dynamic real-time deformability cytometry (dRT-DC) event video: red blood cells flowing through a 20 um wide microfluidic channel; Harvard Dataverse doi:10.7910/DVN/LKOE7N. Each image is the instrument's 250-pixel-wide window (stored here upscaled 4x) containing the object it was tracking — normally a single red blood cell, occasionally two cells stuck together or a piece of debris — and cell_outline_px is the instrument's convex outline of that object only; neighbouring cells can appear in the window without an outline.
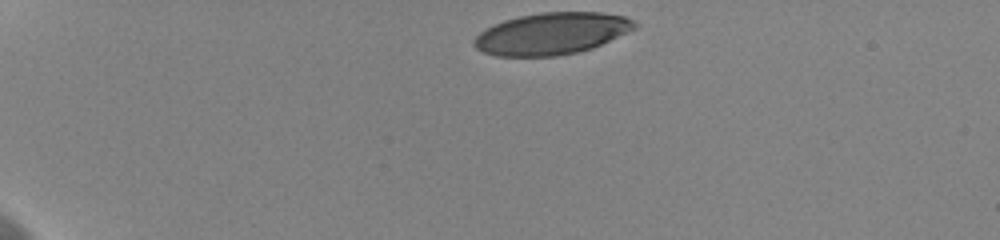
{"species": "human", "species_latin": "Homo sapiens", "temperature_condition": "cold", "stored_images_in_passage": 38, "camera_frame_rate_fps": 3000, "um_per_image_px": 0.085, "donor": {"sex": "female"}, "frame": {"image": 1, "passage_image": 1, "time_ms": 0.0, "image_size_px": [1000, 240], "cell_outline_px": [[636, 28], [592, 48], [576, 52], [556, 56], [496, 56], [484, 52], [476, 48], [472, 44], [472, 40], [484, 28], [492, 24], [504, 20], [520, 16], [544, 12], [600, 12], [624, 16], [632, 20], [636, 24]], "centroid_in_image_um": [46.84, 2.85], "position_along_channel_um": 38.2, "area_um2": 39.02}}
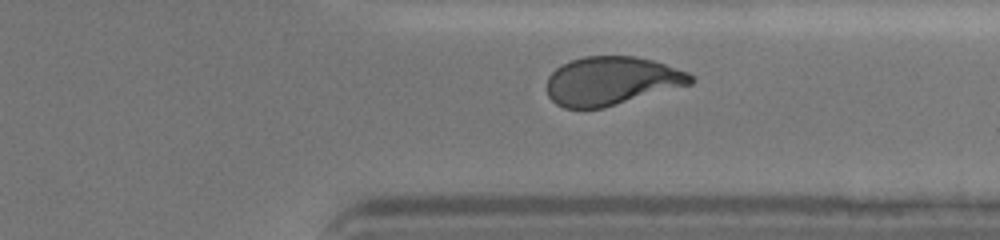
{"frame": {"image": 2, "passage_image": 34, "time_ms": 11.0, "image_size_px": [1000, 240], "cell_outline_px": [[696, 80], [692, 84], [604, 108], [564, 108], [556, 104], [548, 96], [548, 76], [556, 68], [572, 60], [584, 56], [636, 56], [652, 60], [688, 72]], "centroid_in_image_um": [52.0, 6.88], "position_along_channel_um": 359.4, "area_um2": 40.63}}
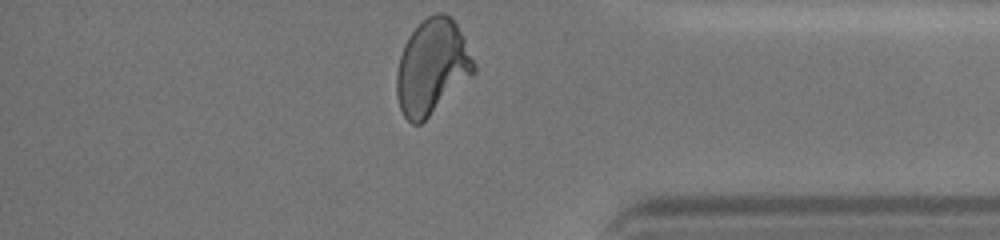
{"frame": {"image": 3, "passage_image": 38, "time_ms": 12.333, "image_size_px": [1000, 240], "cell_outline_px": [[476, 72], [472, 76], [420, 124], [412, 124], [404, 116], [400, 108], [396, 92], [396, 76], [400, 56], [404, 44], [408, 36], [428, 16], [436, 12], [444, 12], [456, 24], [476, 64]], "centroid_in_image_um": [36.71, 5.7], "position_along_channel_um": 398.5, "area_um2": 42.25}, "authors_computed_cell_mechanics": {"area_um2": 41.905, "velocity_mm_per_s": 3.6179, "shape_relaxation_time_tau1_ms": 6.7869, "shape_relaxation_time_tau2_ms": 1.3575, "deformation_change_tau1": 0.2163, "deformation_change_tau2": 0.0764}}